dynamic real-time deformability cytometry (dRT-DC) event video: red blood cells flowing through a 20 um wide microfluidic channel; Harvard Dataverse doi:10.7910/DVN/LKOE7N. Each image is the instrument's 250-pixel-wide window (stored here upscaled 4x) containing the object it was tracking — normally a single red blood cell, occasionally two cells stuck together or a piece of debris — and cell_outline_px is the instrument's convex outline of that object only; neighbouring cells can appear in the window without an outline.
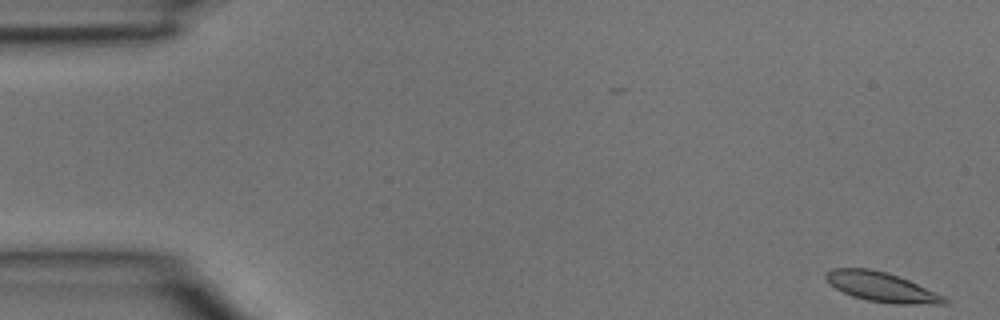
{"species": "common noctule bat (a hibernating species)", "species_latin": "Nyctalus noctula", "temperature_condition": "room temperature", "stored_images_in_passage": 4, "camera_frame_rate_fps": 3000, "um_per_image_px": 0.085, "animal": {"sex": "male", "body_mass_g": 15.6}, "frame": {"image": 1, "passage_image": 1, "time_ms": 0.0, "image_size_px": [1000, 320], "cell_outline_px": [[948, 300], [944, 304], [896, 304], [868, 300], [852, 296], [836, 288], [824, 276], [824, 272], [832, 268], [868, 268], [888, 272], [908, 280], [944, 296]], "centroid_in_image_um": [74.91, 24.38], "position_along_channel_um": 10.1, "area_um2": 20.17}}
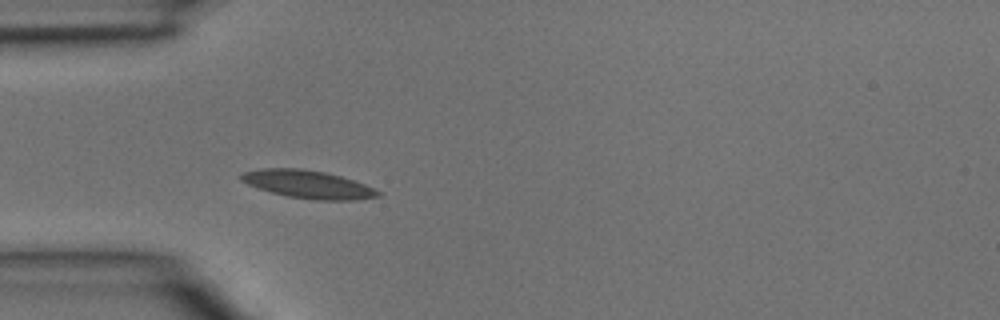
{"frame": {"image": 2, "passage_image": 4, "time_ms": 1.0, "image_size_px": [1000, 320], "cell_outline_px": [[380, 196], [356, 200], [316, 200], [288, 196], [272, 192], [248, 184], [240, 180], [240, 176], [244, 172], [264, 168], [300, 168], [324, 172], [340, 176], [364, 184], [380, 192]], "centroid_in_image_um": [26.18, 15.67], "position_along_channel_um": 58.8, "area_um2": 21.91}}